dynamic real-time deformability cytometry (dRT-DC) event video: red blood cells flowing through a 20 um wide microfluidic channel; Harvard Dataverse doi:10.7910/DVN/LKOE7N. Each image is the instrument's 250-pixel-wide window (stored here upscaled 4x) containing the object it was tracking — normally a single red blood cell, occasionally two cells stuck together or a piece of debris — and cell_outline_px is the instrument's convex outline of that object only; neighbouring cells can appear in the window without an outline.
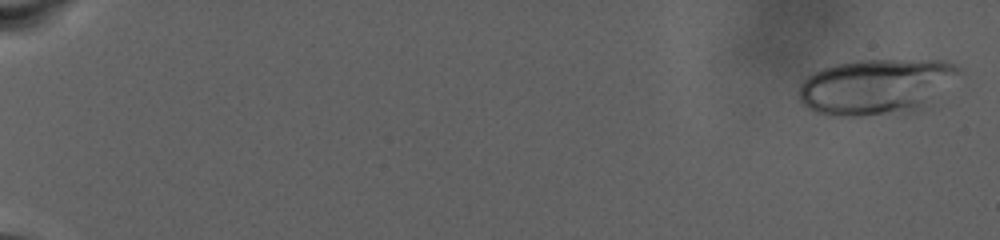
{"species": "human", "species_latin": "Homo sapiens", "temperature_condition": "warm", "stored_images_in_passage": 86, "camera_frame_rate_fps": 3000, "um_per_image_px": 0.085, "donor": {"sex": "male"}, "frame": {"image": 1, "passage_image": 2, "time_ms": 0.333, "image_size_px": [1000, 240], "cell_outline_px": [[960, 72], [920, 108], [912, 112], [864, 116], [828, 116], [816, 112], [808, 108], [800, 100], [800, 88], [804, 80], [808, 76], [824, 68], [836, 64], [856, 60], [944, 60], [960, 68]], "centroid_in_image_um": [74.41, 7.37], "position_along_channel_um": 10.6, "area_um2": 51.1}}
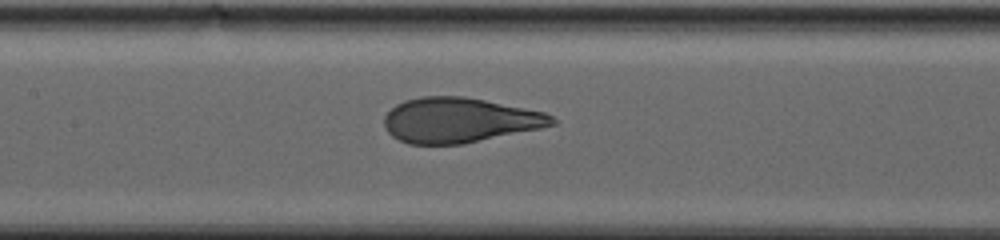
{"frame": {"image": 2, "passage_image": 46, "time_ms": 15.0, "image_size_px": [1000, 240], "cell_outline_px": [[556, 124], [540, 128], [460, 144], [408, 144], [392, 136], [384, 128], [384, 116], [396, 104], [404, 100], [420, 96], [464, 96], [544, 112], [552, 116], [556, 120]], "centroid_in_image_um": [39.0, 10.21], "position_along_channel_um": 168.4, "area_um2": 43.7}}
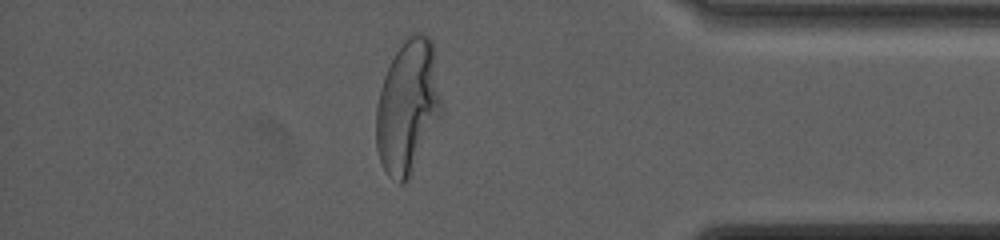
{"frame": {"image": 3, "passage_image": 76, "time_ms": 25.0, "image_size_px": [1000, 240], "cell_outline_px": [[440, 116], [408, 180], [400, 184], [388, 176], [380, 164], [376, 148], [376, 108], [380, 88], [384, 76], [404, 36], [412, 32], [420, 32], [428, 36], [432, 40], [440, 100]], "centroid_in_image_um": [34.61, 9.06], "position_along_channel_um": 400.6, "area_um2": 50.46}, "authors_computed_cell_mechanics": {"area_um2": 45.1996, "velocity_mm_per_s": 2.5284, "shape_relaxation_time_tau1_ms": 8.4769, "shape_relaxation_time_tau2_ms": null, "deformation_change_tau1": 0.2659, "deformation_change_tau2": null}}